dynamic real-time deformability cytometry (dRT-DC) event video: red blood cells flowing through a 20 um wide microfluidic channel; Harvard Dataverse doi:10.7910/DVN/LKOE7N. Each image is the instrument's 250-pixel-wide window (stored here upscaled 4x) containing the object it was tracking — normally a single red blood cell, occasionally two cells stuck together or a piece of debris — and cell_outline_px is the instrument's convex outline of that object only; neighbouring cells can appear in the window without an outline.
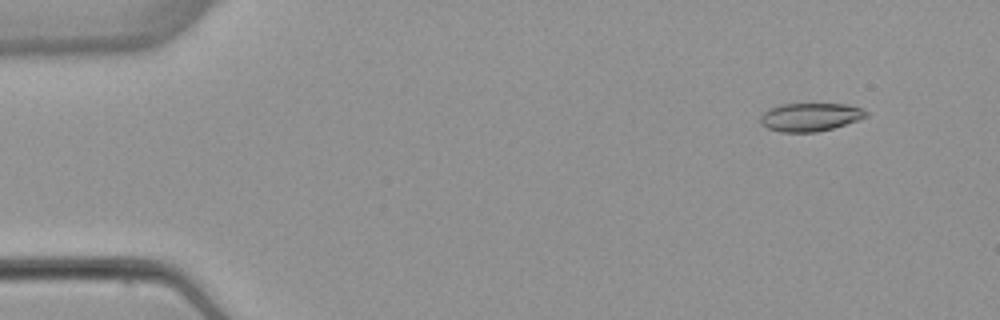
{"species": "common noctule bat (a hibernating species)", "species_latin": "Nyctalus noctula", "temperature_condition": "warm", "stored_images_in_passage": 5, "camera_frame_rate_fps": 3000, "um_per_image_px": 0.085, "animal": {"sex": "female", "body_mass_g": 22.7, "forearm_length_mm": 54.2}, "frame": {"image": 1, "passage_image": 2, "time_ms": 1.333, "image_size_px": [1000, 320], "cell_outline_px": [[868, 116], [832, 128], [816, 132], [780, 132], [768, 128], [760, 124], [760, 116], [768, 108], [780, 104], [848, 104], [860, 108], [868, 112]], "centroid_in_image_um": [68.82, 9.94], "position_along_channel_um": 16.2, "area_um2": 17.34}}
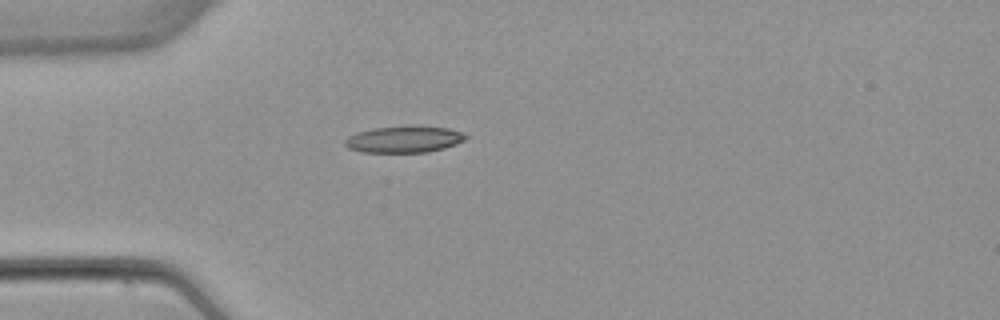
{"frame": {"image": 2, "passage_image": 4, "time_ms": 4.667, "image_size_px": [1000, 320], "cell_outline_px": [[468, 136], [464, 140], [456, 144], [444, 148], [428, 152], [364, 152], [348, 148], [344, 144], [344, 140], [348, 136], [356, 132], [372, 128], [412, 124], [448, 128], [460, 132]], "centroid_in_image_um": [34.33, 11.81], "position_along_channel_um": 50.7, "area_um2": 19.07}}